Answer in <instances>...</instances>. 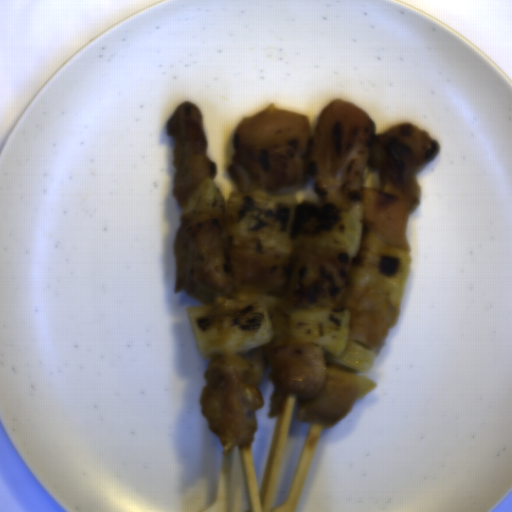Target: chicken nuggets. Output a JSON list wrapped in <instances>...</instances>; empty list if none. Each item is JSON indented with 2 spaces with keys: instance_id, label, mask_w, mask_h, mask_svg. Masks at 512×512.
I'll use <instances>...</instances> for the list:
<instances>
[{
  "instance_id": "4",
  "label": "chicken nuggets",
  "mask_w": 512,
  "mask_h": 512,
  "mask_svg": "<svg viewBox=\"0 0 512 512\" xmlns=\"http://www.w3.org/2000/svg\"><path fill=\"white\" fill-rule=\"evenodd\" d=\"M166 134L173 141L172 164L176 167L171 191L181 208L202 181L215 178L217 166L207 157V139L196 104H180L167 122Z\"/></svg>"
},
{
  "instance_id": "3",
  "label": "chicken nuggets",
  "mask_w": 512,
  "mask_h": 512,
  "mask_svg": "<svg viewBox=\"0 0 512 512\" xmlns=\"http://www.w3.org/2000/svg\"><path fill=\"white\" fill-rule=\"evenodd\" d=\"M269 367L274 390L268 418L281 415L286 399L295 395L298 421L335 427L376 386L359 370L328 361L323 348L303 343L210 356L199 403L222 447L236 449L253 442L255 412L264 406L259 386Z\"/></svg>"
},
{
  "instance_id": "1",
  "label": "chicken nuggets",
  "mask_w": 512,
  "mask_h": 512,
  "mask_svg": "<svg viewBox=\"0 0 512 512\" xmlns=\"http://www.w3.org/2000/svg\"><path fill=\"white\" fill-rule=\"evenodd\" d=\"M233 145L228 171L240 191L282 190L310 179L319 202L345 211L360 202L361 223L405 251L406 221L421 200L418 175L441 149L404 121L377 134L372 118L343 100L324 107L314 130L308 115L271 103L239 123Z\"/></svg>"
},
{
  "instance_id": "2",
  "label": "chicken nuggets",
  "mask_w": 512,
  "mask_h": 512,
  "mask_svg": "<svg viewBox=\"0 0 512 512\" xmlns=\"http://www.w3.org/2000/svg\"><path fill=\"white\" fill-rule=\"evenodd\" d=\"M175 292L202 303L231 295L277 298L284 308L349 311V339L381 348L399 306L372 286L354 287L349 272L324 253L299 247L289 253L237 247L223 220L210 214L182 219L173 244Z\"/></svg>"
}]
</instances>
